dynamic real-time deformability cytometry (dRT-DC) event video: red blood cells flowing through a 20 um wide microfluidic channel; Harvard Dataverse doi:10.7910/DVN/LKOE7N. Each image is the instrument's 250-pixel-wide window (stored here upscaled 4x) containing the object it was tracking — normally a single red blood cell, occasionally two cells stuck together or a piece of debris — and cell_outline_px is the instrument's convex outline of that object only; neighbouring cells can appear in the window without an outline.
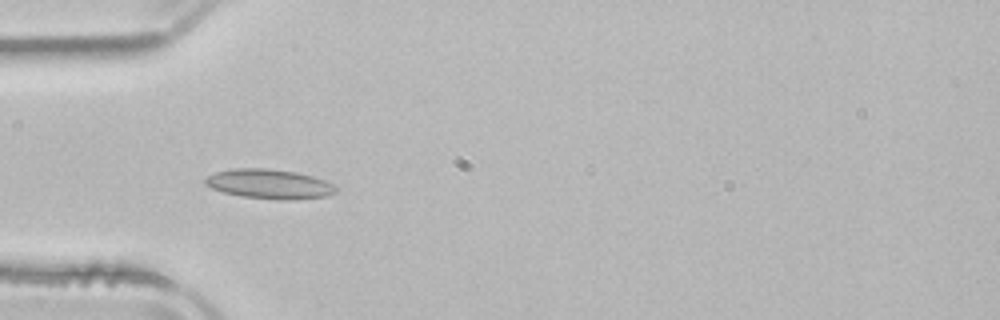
{"species": "common noctule bat (a hibernating species)", "species_latin": "Nyctalus noctula", "temperature_condition": "room temperature", "stored_images_in_passage": 3, "camera_frame_rate_fps": 3000, "um_per_image_px": 0.085, "animal": {"sex": "male", "body_mass_g": 21.5, "forearm_length_mm": 52.0}, "frame": {"image": 1, "passage_image": 3, "time_ms": 2.667, "image_size_px": [1000, 320], "cell_outline_px": [[340, 188], [336, 192], [328, 196], [296, 200], [280, 200], [240, 196], [224, 192], [212, 188], [204, 184], [204, 180], [208, 176], [216, 172], [232, 168], [268, 168], [296, 172], [312, 176], [336, 184]], "centroid_in_image_um": [22.95, 15.64], "position_along_channel_um": 62.0, "area_um2": 22.83}}